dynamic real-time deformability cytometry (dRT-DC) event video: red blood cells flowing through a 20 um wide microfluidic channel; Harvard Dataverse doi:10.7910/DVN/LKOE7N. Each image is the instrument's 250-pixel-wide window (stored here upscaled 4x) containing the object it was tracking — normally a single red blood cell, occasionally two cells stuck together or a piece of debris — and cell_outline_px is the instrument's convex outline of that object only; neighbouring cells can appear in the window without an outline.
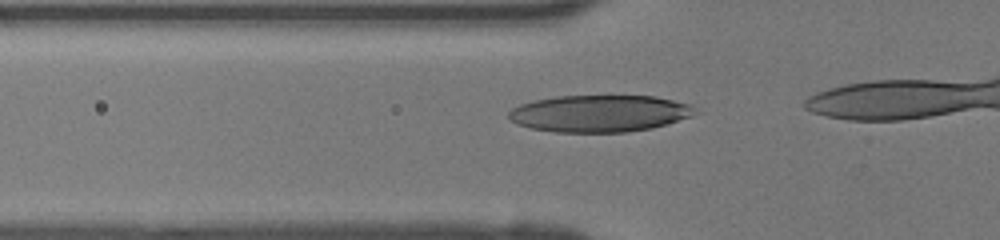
{"species": "human", "species_latin": "Homo sapiens", "temperature_condition": "room temperature", "stored_images_in_passage": 7, "camera_frame_rate_fps": 3000, "um_per_image_px": 0.085, "donor": {"sex": "female"}, "frame": {"image": 1, "passage_image": 2, "time_ms": 0.333, "image_size_px": [1000, 240], "cell_outline_px": [[692, 116], [668, 124], [652, 128], [624, 132], [556, 132], [532, 128], [516, 124], [508, 120], [508, 112], [512, 108], [520, 104], [536, 100], [556, 96], [656, 96], [688, 104], [692, 108]], "centroid_in_image_um": [50.9, 9.65], "position_along_channel_um": 74.9, "area_um2": 39.88}}
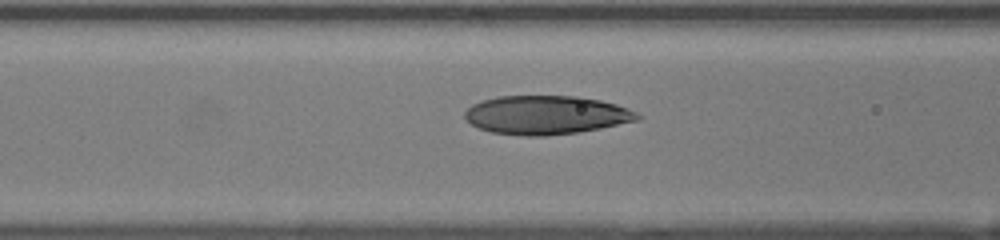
{"frame": {"image": 2, "passage_image": 5, "time_ms": 1.333, "image_size_px": [1000, 240], "cell_outline_px": [[640, 120], [580, 132], [544, 136], [524, 136], [492, 132], [480, 128], [472, 124], [464, 116], [464, 112], [472, 104], [496, 96], [580, 96], [600, 100], [616, 104], [628, 108], [636, 112], [640, 116]], "centroid_in_image_um": [46.44, 9.77], "position_along_channel_um": 120.2, "area_um2": 38.96}}